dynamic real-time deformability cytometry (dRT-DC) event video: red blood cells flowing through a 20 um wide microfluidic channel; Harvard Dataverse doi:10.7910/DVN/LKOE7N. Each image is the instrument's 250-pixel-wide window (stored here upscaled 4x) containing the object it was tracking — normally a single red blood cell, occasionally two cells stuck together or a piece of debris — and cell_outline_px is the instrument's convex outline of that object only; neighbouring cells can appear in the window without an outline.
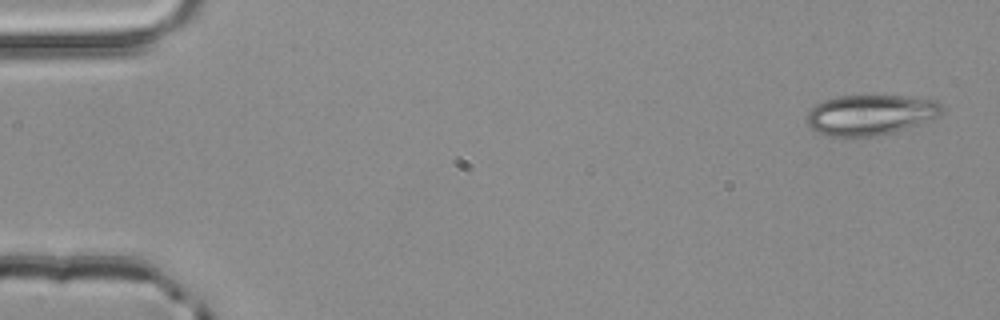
{"species": "common noctule bat (a hibernating species)", "species_latin": "Nyctalus noctula", "temperature_condition": "room temperature", "stored_images_in_passage": 5, "camera_frame_rate_fps": 3000, "um_per_image_px": 0.085, "animal": {"sex": "male", "body_mass_g": 20.4}, "frame": {"image": 1, "passage_image": 1, "time_ms": 0.0, "image_size_px": [1000, 320], "cell_outline_px": [[944, 112], [940, 116], [920, 124], [892, 132], [876, 136], [844, 140], [828, 136], [816, 132], [808, 124], [808, 112], [816, 104], [824, 100], [836, 96], [900, 96], [936, 100], [944, 108]], "centroid_in_image_um": [73.97, 9.8], "position_along_channel_um": 11.0, "area_um2": 32.37}}
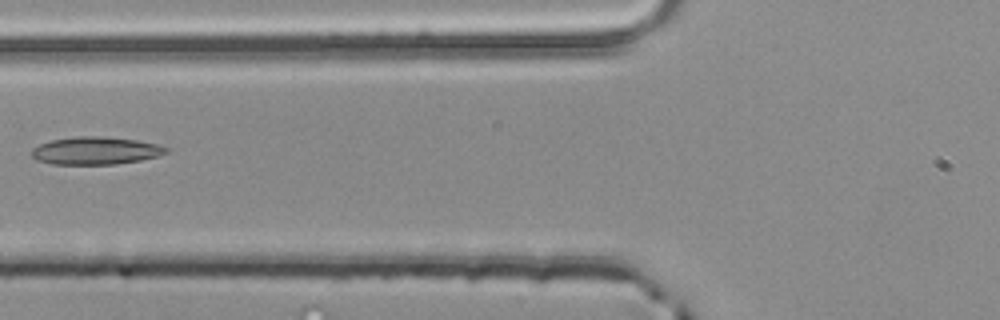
{"frame": {"image": 2, "passage_image": 5, "time_ms": 1.333, "image_size_px": [1000, 320], "cell_outline_px": [[168, 152], [156, 156], [140, 160], [116, 164], [52, 164], [36, 160], [32, 156], [32, 148], [40, 144], [52, 140], [76, 136], [100, 136], [136, 140], [156, 144], [168, 148]], "centroid_in_image_um": [8.1, 12.81], "position_along_channel_um": 117.7, "area_um2": 21.5}}